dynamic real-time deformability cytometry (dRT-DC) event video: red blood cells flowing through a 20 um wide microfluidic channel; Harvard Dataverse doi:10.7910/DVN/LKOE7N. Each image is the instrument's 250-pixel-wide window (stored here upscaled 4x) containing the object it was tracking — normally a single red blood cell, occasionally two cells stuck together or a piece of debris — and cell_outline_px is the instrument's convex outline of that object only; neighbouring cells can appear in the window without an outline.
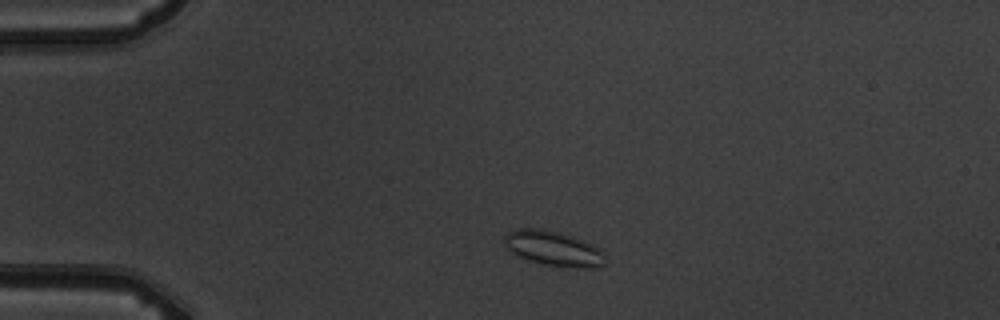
{"species": "common noctule bat (a hibernating species)", "species_latin": "Nyctalus noctula", "temperature_condition": "warm", "stored_images_in_passage": 6, "camera_frame_rate_fps": 3000, "um_per_image_px": 0.085, "animal": {"sex": "male", "body_mass_g": 19.5, "forearm_length_mm": 54.6}, "frame": {"image": 1, "passage_image": 2, "time_ms": 1.333, "image_size_px": [1000, 320], "cell_outline_px": [[608, 260], [604, 264], [596, 268], [564, 268], [540, 264], [528, 260], [512, 252], [504, 244], [504, 236], [508, 232], [516, 228], [540, 228], [576, 236], [600, 248], [604, 252]], "centroid_in_image_um": [47.11, 21.13], "position_along_channel_um": 37.9, "area_um2": 21.15}}
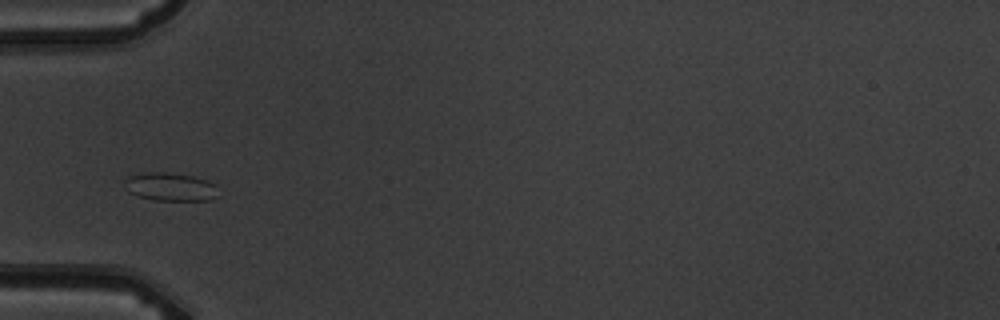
{"frame": {"image": 2, "passage_image": 4, "time_ms": 3.333, "image_size_px": [1000, 320], "cell_outline_px": [[220, 196], [212, 200], [156, 200], [140, 196], [128, 192], [124, 180], [128, 176], [148, 172], [164, 172], [192, 176], [208, 180], [216, 184]], "centroid_in_image_um": [14.55, 15.88], "position_along_channel_um": 70.5, "area_um2": 15.49}}
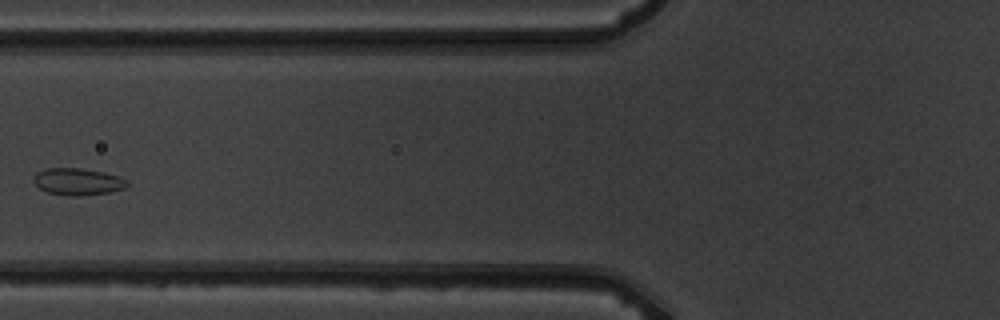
{"frame": {"image": 3, "passage_image": 5, "time_ms": 4.667, "image_size_px": [1000, 320], "cell_outline_px": [[128, 184], [124, 188], [108, 192], [76, 196], [68, 196], [48, 192], [40, 188], [32, 180], [32, 176], [36, 172], [44, 168], [80, 168], [104, 172], [120, 176], [128, 180]], "centroid_in_image_um": [6.58, 15.42], "position_along_channel_um": 119.2, "area_um2": 14.74}}